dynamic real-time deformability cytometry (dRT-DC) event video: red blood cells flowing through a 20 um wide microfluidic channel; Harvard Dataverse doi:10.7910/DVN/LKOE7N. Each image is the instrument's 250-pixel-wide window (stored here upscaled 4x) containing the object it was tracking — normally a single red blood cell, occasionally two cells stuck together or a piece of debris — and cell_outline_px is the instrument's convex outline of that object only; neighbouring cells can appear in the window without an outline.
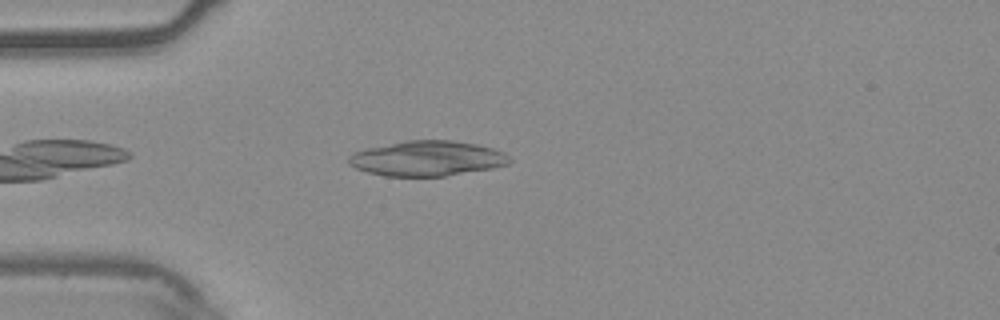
{"species": "common noctule bat (a hibernating species)", "species_latin": "Nyctalus noctula", "temperature_condition": "warm", "stored_images_in_passage": 39, "camera_frame_rate_fps": 3000, "um_per_image_px": 0.085, "animal": {"sex": "male", "body_mass_g": 20.4}, "frame": {"image": 1, "passage_image": 5, "time_ms": 1.333, "image_size_px": [1000, 320], "cell_outline_px": [[512, 160], [508, 164], [492, 168], [444, 176], [384, 176], [368, 172], [356, 168], [348, 164], [348, 156], [352, 152], [368, 148], [404, 140], [452, 140], [476, 144], [492, 148], [504, 152]], "centroid_in_image_um": [36.29, 13.46], "position_along_channel_um": 48.7, "area_um2": 32.95}}
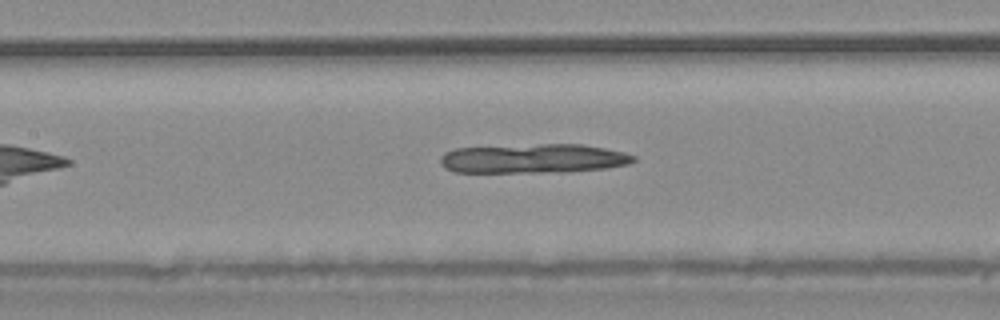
{"frame": {"image": 2, "passage_image": 15, "time_ms": 4.667, "image_size_px": [1000, 320], "cell_outline_px": [[636, 160], [628, 164], [604, 168], [568, 172], [456, 172], [444, 168], [440, 164], [440, 156], [444, 152], [456, 148], [540, 144], [584, 144], [624, 152], [636, 156]], "centroid_in_image_um": [45.33, 13.47], "position_along_channel_um": 162.1, "area_um2": 33.12}}
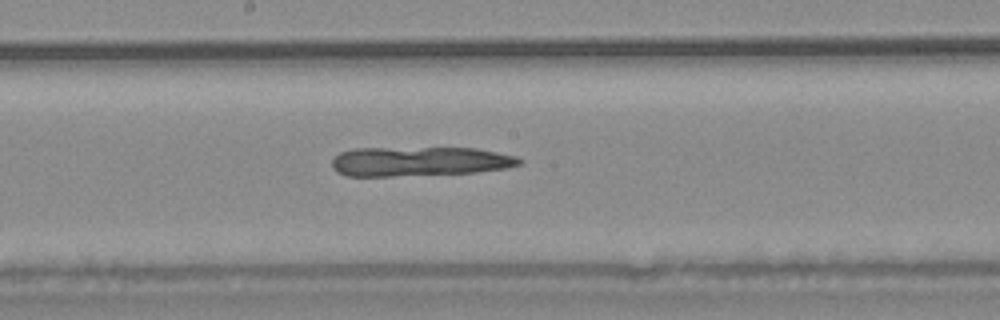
{"frame": {"image": 3, "passage_image": 19, "time_ms": 6.0, "image_size_px": [1000, 320], "cell_outline_px": [[524, 160], [520, 164], [504, 168], [476, 172], [392, 176], [348, 176], [336, 172], [332, 168], [332, 160], [340, 152], [352, 148], [476, 148], [516, 156]], "centroid_in_image_um": [35.62, 13.71], "position_along_channel_um": 212.6, "area_um2": 32.14}}